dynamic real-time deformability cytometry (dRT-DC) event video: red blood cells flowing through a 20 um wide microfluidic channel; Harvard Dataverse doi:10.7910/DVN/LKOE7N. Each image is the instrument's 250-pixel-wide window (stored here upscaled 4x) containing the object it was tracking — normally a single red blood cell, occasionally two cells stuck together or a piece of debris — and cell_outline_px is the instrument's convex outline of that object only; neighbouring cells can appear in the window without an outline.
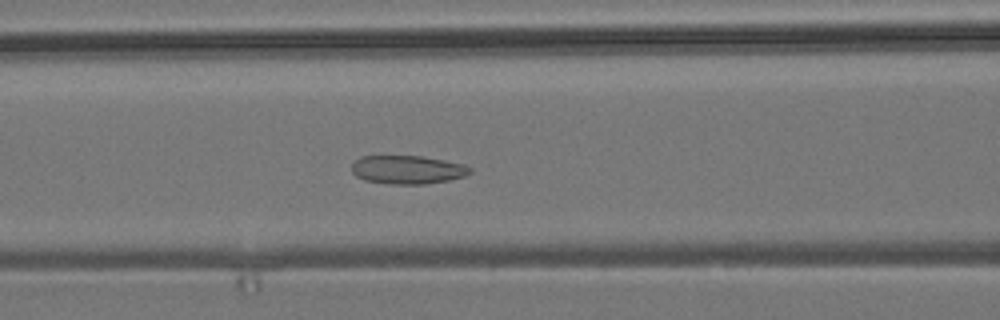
{"species": "common noctule bat (a hibernating species)", "species_latin": "Nyctalus noctula", "temperature_condition": "room temperature", "stored_images_in_passage": 47, "camera_frame_rate_fps": 3000, "um_per_image_px": 0.085, "animal": {"sex": "male", "body_mass_g": 19.2, "forearm_length_mm": 51.8}, "frame": {"image": 1, "passage_image": 15, "time_ms": 4.667, "image_size_px": [1000, 320], "cell_outline_px": [[472, 172], [464, 176], [448, 180], [424, 184], [392, 184], [364, 180], [356, 176], [352, 172], [352, 164], [360, 156], [420, 156], [444, 160], [464, 164], [472, 168]], "centroid_in_image_um": [34.64, 14.42], "position_along_channel_um": 132.0, "area_um2": 19.59}}
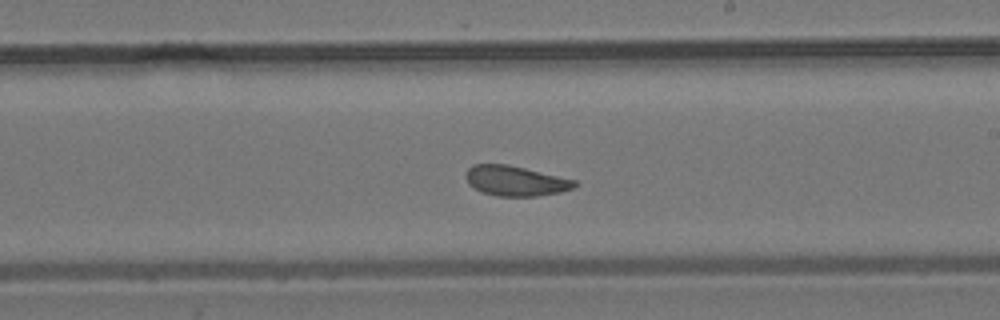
{"frame": {"image": 2, "passage_image": 24, "time_ms": 7.667, "image_size_px": [1000, 320], "cell_outline_px": [[580, 184], [576, 188], [560, 192], [536, 196], [496, 196], [484, 192], [468, 184], [464, 176], [464, 172], [472, 164], [508, 164], [576, 180]], "centroid_in_image_um": [43.83, 15.36], "position_along_channel_um": 245.2, "area_um2": 19.25}}
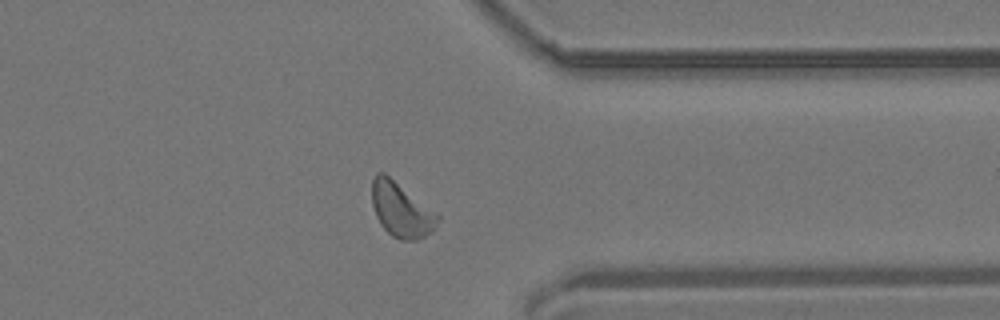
{"frame": {"image": 3, "passage_image": 35, "time_ms": 11.333, "image_size_px": [1000, 320], "cell_outline_px": [[440, 220], [432, 232], [416, 240], [400, 240], [392, 236], [380, 224], [376, 216], [372, 204], [372, 180], [376, 172], [384, 172], [440, 216]], "centroid_in_image_um": [34.09, 17.84], "position_along_channel_um": 377.3, "area_um2": 20.69}, "authors_computed_cell_mechanics": {"area_um2": 20.0566, "velocity_mm_per_s": 3.7757, "shape_relaxation_time_tau1_ms": 4.03, "shape_relaxation_time_tau2_ms": 1.6666, "deformation_change_tau1": 0.0741, "deformation_change_tau2": 0.07}}